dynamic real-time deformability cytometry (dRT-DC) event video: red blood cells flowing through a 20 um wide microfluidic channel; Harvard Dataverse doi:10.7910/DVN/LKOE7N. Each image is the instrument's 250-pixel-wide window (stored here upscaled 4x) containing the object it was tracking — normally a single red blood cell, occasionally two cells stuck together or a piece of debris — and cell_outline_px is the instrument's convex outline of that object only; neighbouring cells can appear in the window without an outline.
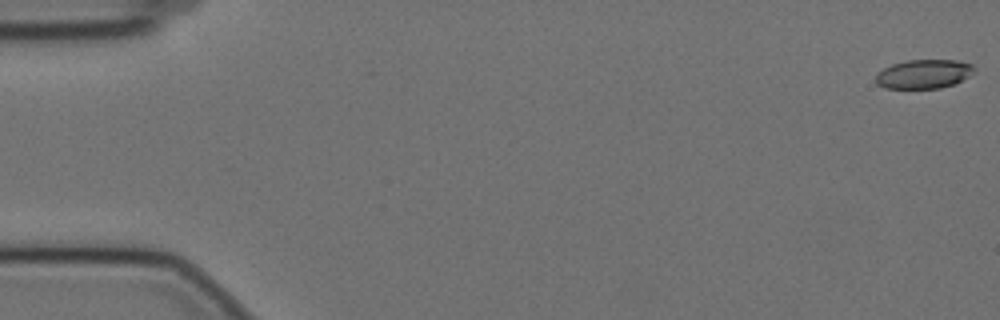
{"species": "Egyptian fruit bat (a non-hibernating species)", "species_latin": "Rousettus aegyptiacus", "temperature_condition": "cold", "stored_images_in_passage": 51, "camera_frame_rate_fps": 3000, "um_per_image_px": 0.085, "animal": {"sex": "female"}, "frame": {"image": 1, "passage_image": 1, "time_ms": 0.0, "image_size_px": [1000, 320], "cell_outline_px": [[976, 72], [956, 84], [940, 88], [884, 88], [876, 84], [876, 76], [884, 68], [892, 64], [908, 60], [956, 60], [972, 64], [976, 68]], "centroid_in_image_um": [78.58, 6.29], "position_along_channel_um": 6.4, "area_um2": 16.76}}
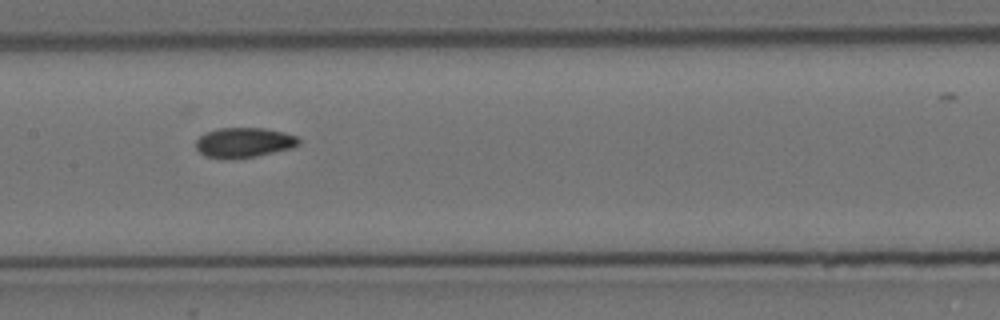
{"frame": {"image": 2, "passage_image": 29, "time_ms": 9.333, "image_size_px": [1000, 320], "cell_outline_px": [[300, 144], [292, 148], [256, 156], [204, 156], [196, 148], [196, 140], [204, 132], [220, 128], [264, 128], [284, 132], [296, 136], [300, 140]], "centroid_in_image_um": [20.77, 12.07], "position_along_channel_um": 186.6, "area_um2": 17.4}}
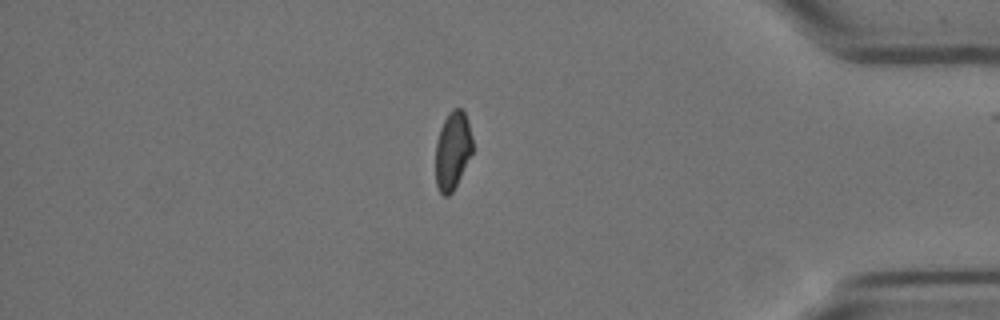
{"frame": {"image": 3, "passage_image": 50, "time_ms": 16.333, "image_size_px": [1000, 320], "cell_outline_px": [[472, 152], [452, 192], [448, 196], [444, 196], [440, 192], [436, 184], [436, 144], [440, 128], [448, 112], [452, 108], [460, 108], [464, 112], [472, 136]], "centroid_in_image_um": [38.46, 12.77], "position_along_channel_um": 396.7, "area_um2": 16.53}}